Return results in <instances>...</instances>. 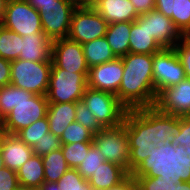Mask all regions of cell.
<instances>
[{"instance_id":"6da1fadb","label":"cell","mask_w":190,"mask_h":190,"mask_svg":"<svg viewBox=\"0 0 190 190\" xmlns=\"http://www.w3.org/2000/svg\"><path fill=\"white\" fill-rule=\"evenodd\" d=\"M143 190H190V158L183 146H156L131 173Z\"/></svg>"},{"instance_id":"7a4b0ae2","label":"cell","mask_w":190,"mask_h":190,"mask_svg":"<svg viewBox=\"0 0 190 190\" xmlns=\"http://www.w3.org/2000/svg\"><path fill=\"white\" fill-rule=\"evenodd\" d=\"M121 58L123 78L117 98L128 110L154 106L157 94L153 80V54L129 52Z\"/></svg>"},{"instance_id":"3957f363","label":"cell","mask_w":190,"mask_h":190,"mask_svg":"<svg viewBox=\"0 0 190 190\" xmlns=\"http://www.w3.org/2000/svg\"><path fill=\"white\" fill-rule=\"evenodd\" d=\"M124 123L128 135L129 174H131L156 146L148 137L147 107L129 109Z\"/></svg>"},{"instance_id":"277c9868","label":"cell","mask_w":190,"mask_h":190,"mask_svg":"<svg viewBox=\"0 0 190 190\" xmlns=\"http://www.w3.org/2000/svg\"><path fill=\"white\" fill-rule=\"evenodd\" d=\"M48 104L46 95L33 94L19 88L16 107L1 122L10 134L16 135L20 130L46 117Z\"/></svg>"},{"instance_id":"5b68a950","label":"cell","mask_w":190,"mask_h":190,"mask_svg":"<svg viewBox=\"0 0 190 190\" xmlns=\"http://www.w3.org/2000/svg\"><path fill=\"white\" fill-rule=\"evenodd\" d=\"M81 100L103 128L124 123L128 109L115 94L87 87Z\"/></svg>"},{"instance_id":"8992f818","label":"cell","mask_w":190,"mask_h":190,"mask_svg":"<svg viewBox=\"0 0 190 190\" xmlns=\"http://www.w3.org/2000/svg\"><path fill=\"white\" fill-rule=\"evenodd\" d=\"M52 61L34 62L17 59L11 61L10 83L37 95H46Z\"/></svg>"},{"instance_id":"52a82bcc","label":"cell","mask_w":190,"mask_h":190,"mask_svg":"<svg viewBox=\"0 0 190 190\" xmlns=\"http://www.w3.org/2000/svg\"><path fill=\"white\" fill-rule=\"evenodd\" d=\"M88 73H73L56 67L53 63L46 93L48 103L80 101L87 86Z\"/></svg>"},{"instance_id":"ba28073f","label":"cell","mask_w":190,"mask_h":190,"mask_svg":"<svg viewBox=\"0 0 190 190\" xmlns=\"http://www.w3.org/2000/svg\"><path fill=\"white\" fill-rule=\"evenodd\" d=\"M93 144L101 151L105 161L122 167L129 174V143L125 123L103 128L94 134Z\"/></svg>"},{"instance_id":"9c48e42d","label":"cell","mask_w":190,"mask_h":190,"mask_svg":"<svg viewBox=\"0 0 190 190\" xmlns=\"http://www.w3.org/2000/svg\"><path fill=\"white\" fill-rule=\"evenodd\" d=\"M108 22L93 8H75L68 38L84 44L94 39L105 37Z\"/></svg>"},{"instance_id":"30bf717a","label":"cell","mask_w":190,"mask_h":190,"mask_svg":"<svg viewBox=\"0 0 190 190\" xmlns=\"http://www.w3.org/2000/svg\"><path fill=\"white\" fill-rule=\"evenodd\" d=\"M1 25L22 37L43 32L39 12L25 0H7Z\"/></svg>"},{"instance_id":"8fae6325","label":"cell","mask_w":190,"mask_h":190,"mask_svg":"<svg viewBox=\"0 0 190 190\" xmlns=\"http://www.w3.org/2000/svg\"><path fill=\"white\" fill-rule=\"evenodd\" d=\"M153 80L156 94L179 84L186 78L185 70L174 47L162 48L153 54Z\"/></svg>"},{"instance_id":"7c38bea8","label":"cell","mask_w":190,"mask_h":190,"mask_svg":"<svg viewBox=\"0 0 190 190\" xmlns=\"http://www.w3.org/2000/svg\"><path fill=\"white\" fill-rule=\"evenodd\" d=\"M74 9L67 0H56L38 10L43 32L51 41L68 37Z\"/></svg>"},{"instance_id":"4fadbf2b","label":"cell","mask_w":190,"mask_h":190,"mask_svg":"<svg viewBox=\"0 0 190 190\" xmlns=\"http://www.w3.org/2000/svg\"><path fill=\"white\" fill-rule=\"evenodd\" d=\"M51 60L56 67L73 73H88L89 70L82 44L68 37L52 41Z\"/></svg>"},{"instance_id":"5bb4252c","label":"cell","mask_w":190,"mask_h":190,"mask_svg":"<svg viewBox=\"0 0 190 190\" xmlns=\"http://www.w3.org/2000/svg\"><path fill=\"white\" fill-rule=\"evenodd\" d=\"M161 112L177 117L190 115V79L185 78L179 84L163 89L154 105Z\"/></svg>"},{"instance_id":"9a60e30c","label":"cell","mask_w":190,"mask_h":190,"mask_svg":"<svg viewBox=\"0 0 190 190\" xmlns=\"http://www.w3.org/2000/svg\"><path fill=\"white\" fill-rule=\"evenodd\" d=\"M123 78L121 57L89 68L87 86L101 91L117 94Z\"/></svg>"},{"instance_id":"2e32d148","label":"cell","mask_w":190,"mask_h":190,"mask_svg":"<svg viewBox=\"0 0 190 190\" xmlns=\"http://www.w3.org/2000/svg\"><path fill=\"white\" fill-rule=\"evenodd\" d=\"M147 130L149 140L155 146L168 143L180 132V117L147 107Z\"/></svg>"},{"instance_id":"e0dca14e","label":"cell","mask_w":190,"mask_h":190,"mask_svg":"<svg viewBox=\"0 0 190 190\" xmlns=\"http://www.w3.org/2000/svg\"><path fill=\"white\" fill-rule=\"evenodd\" d=\"M147 20V30L162 48L175 47L186 36L177 25L157 9L142 14Z\"/></svg>"},{"instance_id":"ac0fdd59","label":"cell","mask_w":190,"mask_h":190,"mask_svg":"<svg viewBox=\"0 0 190 190\" xmlns=\"http://www.w3.org/2000/svg\"><path fill=\"white\" fill-rule=\"evenodd\" d=\"M108 24L133 22L139 17L130 0H95L92 6Z\"/></svg>"},{"instance_id":"d6986e66","label":"cell","mask_w":190,"mask_h":190,"mask_svg":"<svg viewBox=\"0 0 190 190\" xmlns=\"http://www.w3.org/2000/svg\"><path fill=\"white\" fill-rule=\"evenodd\" d=\"M162 47L147 30V20L139 15L131 22L129 36V52L136 54H155Z\"/></svg>"},{"instance_id":"ffe728a7","label":"cell","mask_w":190,"mask_h":190,"mask_svg":"<svg viewBox=\"0 0 190 190\" xmlns=\"http://www.w3.org/2000/svg\"><path fill=\"white\" fill-rule=\"evenodd\" d=\"M52 41L44 32L22 37L21 53L18 59L41 62L51 60Z\"/></svg>"},{"instance_id":"44dd1931","label":"cell","mask_w":190,"mask_h":190,"mask_svg":"<svg viewBox=\"0 0 190 190\" xmlns=\"http://www.w3.org/2000/svg\"><path fill=\"white\" fill-rule=\"evenodd\" d=\"M4 167L16 171L34 154L32 147L26 145L16 135L9 134L1 150Z\"/></svg>"},{"instance_id":"7402d4cb","label":"cell","mask_w":190,"mask_h":190,"mask_svg":"<svg viewBox=\"0 0 190 190\" xmlns=\"http://www.w3.org/2000/svg\"><path fill=\"white\" fill-rule=\"evenodd\" d=\"M46 117L49 131L55 136L61 137L69 124L76 121L75 103H49Z\"/></svg>"},{"instance_id":"603a6c76","label":"cell","mask_w":190,"mask_h":190,"mask_svg":"<svg viewBox=\"0 0 190 190\" xmlns=\"http://www.w3.org/2000/svg\"><path fill=\"white\" fill-rule=\"evenodd\" d=\"M129 174L120 166L104 161L88 180L92 190H107L122 182Z\"/></svg>"},{"instance_id":"cb8c5ba5","label":"cell","mask_w":190,"mask_h":190,"mask_svg":"<svg viewBox=\"0 0 190 190\" xmlns=\"http://www.w3.org/2000/svg\"><path fill=\"white\" fill-rule=\"evenodd\" d=\"M155 9L169 17L185 36H190V0H173L170 4H155Z\"/></svg>"},{"instance_id":"d4e9b609","label":"cell","mask_w":190,"mask_h":190,"mask_svg":"<svg viewBox=\"0 0 190 190\" xmlns=\"http://www.w3.org/2000/svg\"><path fill=\"white\" fill-rule=\"evenodd\" d=\"M19 186L22 188L38 189L44 180L42 157L33 154L16 172Z\"/></svg>"},{"instance_id":"484cf974","label":"cell","mask_w":190,"mask_h":190,"mask_svg":"<svg viewBox=\"0 0 190 190\" xmlns=\"http://www.w3.org/2000/svg\"><path fill=\"white\" fill-rule=\"evenodd\" d=\"M131 22H115L108 24L105 37L116 57H123L129 53V36Z\"/></svg>"},{"instance_id":"4316f807","label":"cell","mask_w":190,"mask_h":190,"mask_svg":"<svg viewBox=\"0 0 190 190\" xmlns=\"http://www.w3.org/2000/svg\"><path fill=\"white\" fill-rule=\"evenodd\" d=\"M83 53L89 68L101 65L116 58L106 37L94 39L82 45Z\"/></svg>"},{"instance_id":"83f0119b","label":"cell","mask_w":190,"mask_h":190,"mask_svg":"<svg viewBox=\"0 0 190 190\" xmlns=\"http://www.w3.org/2000/svg\"><path fill=\"white\" fill-rule=\"evenodd\" d=\"M44 167V180L58 182L63 174L70 168L63 156L61 149L53 150L42 156Z\"/></svg>"},{"instance_id":"f1b7e54d","label":"cell","mask_w":190,"mask_h":190,"mask_svg":"<svg viewBox=\"0 0 190 190\" xmlns=\"http://www.w3.org/2000/svg\"><path fill=\"white\" fill-rule=\"evenodd\" d=\"M22 36L0 25V57L17 60L21 53Z\"/></svg>"},{"instance_id":"f546056e","label":"cell","mask_w":190,"mask_h":190,"mask_svg":"<svg viewBox=\"0 0 190 190\" xmlns=\"http://www.w3.org/2000/svg\"><path fill=\"white\" fill-rule=\"evenodd\" d=\"M49 123L47 117L32 123L30 126L20 130L16 136L26 145L33 147L40 143L46 133H49Z\"/></svg>"},{"instance_id":"4dcf8cb0","label":"cell","mask_w":190,"mask_h":190,"mask_svg":"<svg viewBox=\"0 0 190 190\" xmlns=\"http://www.w3.org/2000/svg\"><path fill=\"white\" fill-rule=\"evenodd\" d=\"M94 133L78 122L70 123L60 137L62 144L93 143Z\"/></svg>"},{"instance_id":"1f68e13d","label":"cell","mask_w":190,"mask_h":190,"mask_svg":"<svg viewBox=\"0 0 190 190\" xmlns=\"http://www.w3.org/2000/svg\"><path fill=\"white\" fill-rule=\"evenodd\" d=\"M93 143L62 144L61 151L70 168L77 169Z\"/></svg>"},{"instance_id":"d6a6232c","label":"cell","mask_w":190,"mask_h":190,"mask_svg":"<svg viewBox=\"0 0 190 190\" xmlns=\"http://www.w3.org/2000/svg\"><path fill=\"white\" fill-rule=\"evenodd\" d=\"M105 159L99 151V149L92 144L89 148L87 155L84 157L83 162L78 166V172L83 176L85 180H89L102 163H104Z\"/></svg>"},{"instance_id":"836d02e7","label":"cell","mask_w":190,"mask_h":190,"mask_svg":"<svg viewBox=\"0 0 190 190\" xmlns=\"http://www.w3.org/2000/svg\"><path fill=\"white\" fill-rule=\"evenodd\" d=\"M19 101V88L13 84L0 87V121L5 118Z\"/></svg>"},{"instance_id":"e575fe53","label":"cell","mask_w":190,"mask_h":190,"mask_svg":"<svg viewBox=\"0 0 190 190\" xmlns=\"http://www.w3.org/2000/svg\"><path fill=\"white\" fill-rule=\"evenodd\" d=\"M57 185L61 190H91L87 180L77 169L69 168L58 180Z\"/></svg>"},{"instance_id":"d590c367","label":"cell","mask_w":190,"mask_h":190,"mask_svg":"<svg viewBox=\"0 0 190 190\" xmlns=\"http://www.w3.org/2000/svg\"><path fill=\"white\" fill-rule=\"evenodd\" d=\"M76 122L88 128L94 134L103 129L98 120L87 109L82 100L75 102Z\"/></svg>"},{"instance_id":"8d00e7d4","label":"cell","mask_w":190,"mask_h":190,"mask_svg":"<svg viewBox=\"0 0 190 190\" xmlns=\"http://www.w3.org/2000/svg\"><path fill=\"white\" fill-rule=\"evenodd\" d=\"M62 143L61 139L58 136H55L53 133H46L44 138L40 141V143L35 144L32 147L34 154L39 156H44L50 153L53 150L61 149Z\"/></svg>"},{"instance_id":"74e56055","label":"cell","mask_w":190,"mask_h":190,"mask_svg":"<svg viewBox=\"0 0 190 190\" xmlns=\"http://www.w3.org/2000/svg\"><path fill=\"white\" fill-rule=\"evenodd\" d=\"M174 50L182 63L186 78L190 79V36H186L183 40L178 42Z\"/></svg>"},{"instance_id":"f35d334b","label":"cell","mask_w":190,"mask_h":190,"mask_svg":"<svg viewBox=\"0 0 190 190\" xmlns=\"http://www.w3.org/2000/svg\"><path fill=\"white\" fill-rule=\"evenodd\" d=\"M174 146L190 144V117H180V132L170 141Z\"/></svg>"},{"instance_id":"ab89813d","label":"cell","mask_w":190,"mask_h":190,"mask_svg":"<svg viewBox=\"0 0 190 190\" xmlns=\"http://www.w3.org/2000/svg\"><path fill=\"white\" fill-rule=\"evenodd\" d=\"M19 187L16 171L7 167L0 170V190H17Z\"/></svg>"},{"instance_id":"60d3db41","label":"cell","mask_w":190,"mask_h":190,"mask_svg":"<svg viewBox=\"0 0 190 190\" xmlns=\"http://www.w3.org/2000/svg\"><path fill=\"white\" fill-rule=\"evenodd\" d=\"M107 190H143V188L140 183L131 174H129L118 185H115Z\"/></svg>"},{"instance_id":"b9f144b4","label":"cell","mask_w":190,"mask_h":190,"mask_svg":"<svg viewBox=\"0 0 190 190\" xmlns=\"http://www.w3.org/2000/svg\"><path fill=\"white\" fill-rule=\"evenodd\" d=\"M11 61L0 57V87L10 84Z\"/></svg>"},{"instance_id":"7bdbcfd3","label":"cell","mask_w":190,"mask_h":190,"mask_svg":"<svg viewBox=\"0 0 190 190\" xmlns=\"http://www.w3.org/2000/svg\"><path fill=\"white\" fill-rule=\"evenodd\" d=\"M138 15L145 14L155 9V0H130Z\"/></svg>"},{"instance_id":"ee69618b","label":"cell","mask_w":190,"mask_h":190,"mask_svg":"<svg viewBox=\"0 0 190 190\" xmlns=\"http://www.w3.org/2000/svg\"><path fill=\"white\" fill-rule=\"evenodd\" d=\"M31 7L37 11L42 8L44 5L49 3H56V0H25Z\"/></svg>"},{"instance_id":"f6af8a7d","label":"cell","mask_w":190,"mask_h":190,"mask_svg":"<svg viewBox=\"0 0 190 190\" xmlns=\"http://www.w3.org/2000/svg\"><path fill=\"white\" fill-rule=\"evenodd\" d=\"M70 4H72L75 8L82 7H92L95 3V0H67Z\"/></svg>"},{"instance_id":"bcb514c9","label":"cell","mask_w":190,"mask_h":190,"mask_svg":"<svg viewBox=\"0 0 190 190\" xmlns=\"http://www.w3.org/2000/svg\"><path fill=\"white\" fill-rule=\"evenodd\" d=\"M9 134L10 133L8 132V130L4 127L3 123L0 121V152Z\"/></svg>"},{"instance_id":"7dc6e473","label":"cell","mask_w":190,"mask_h":190,"mask_svg":"<svg viewBox=\"0 0 190 190\" xmlns=\"http://www.w3.org/2000/svg\"><path fill=\"white\" fill-rule=\"evenodd\" d=\"M38 190H61L57 185V182H46L44 181Z\"/></svg>"},{"instance_id":"c3c4849f","label":"cell","mask_w":190,"mask_h":190,"mask_svg":"<svg viewBox=\"0 0 190 190\" xmlns=\"http://www.w3.org/2000/svg\"><path fill=\"white\" fill-rule=\"evenodd\" d=\"M6 3H7V0H0V25L2 24L4 20Z\"/></svg>"},{"instance_id":"681fc988","label":"cell","mask_w":190,"mask_h":190,"mask_svg":"<svg viewBox=\"0 0 190 190\" xmlns=\"http://www.w3.org/2000/svg\"><path fill=\"white\" fill-rule=\"evenodd\" d=\"M173 0H155V4H170Z\"/></svg>"},{"instance_id":"f907efd6","label":"cell","mask_w":190,"mask_h":190,"mask_svg":"<svg viewBox=\"0 0 190 190\" xmlns=\"http://www.w3.org/2000/svg\"><path fill=\"white\" fill-rule=\"evenodd\" d=\"M185 149V152L187 153L188 157L190 158V144H186V146H183Z\"/></svg>"},{"instance_id":"816d5d0a","label":"cell","mask_w":190,"mask_h":190,"mask_svg":"<svg viewBox=\"0 0 190 190\" xmlns=\"http://www.w3.org/2000/svg\"><path fill=\"white\" fill-rule=\"evenodd\" d=\"M4 168L2 153L0 152V170Z\"/></svg>"},{"instance_id":"f5cc1de1","label":"cell","mask_w":190,"mask_h":190,"mask_svg":"<svg viewBox=\"0 0 190 190\" xmlns=\"http://www.w3.org/2000/svg\"><path fill=\"white\" fill-rule=\"evenodd\" d=\"M17 190H38V189H31V188H22V187H19Z\"/></svg>"}]
</instances>
